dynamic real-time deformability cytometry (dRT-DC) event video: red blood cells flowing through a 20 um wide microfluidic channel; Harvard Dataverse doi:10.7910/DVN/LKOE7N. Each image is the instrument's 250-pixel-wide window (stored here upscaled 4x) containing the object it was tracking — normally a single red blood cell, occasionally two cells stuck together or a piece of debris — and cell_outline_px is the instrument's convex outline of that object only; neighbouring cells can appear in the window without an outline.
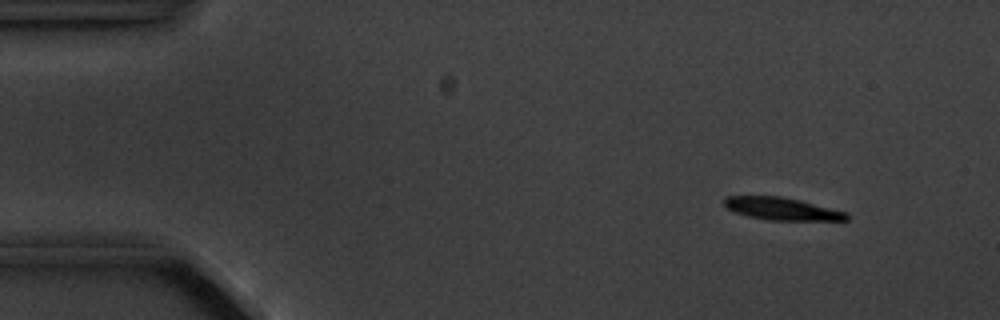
{"species": "common noctule bat (a hibernating species)", "species_latin": "Nyctalus noctula", "temperature_condition": "cold", "stored_images_in_passage": 4, "camera_frame_rate_fps": 3000, "um_per_image_px": 0.085, "animal": {"sex": "male", "body_mass_g": 20.1, "forearm_length_mm": 53.5}, "frame": {"image": 1, "passage_image": 1, "time_ms": 0.0, "image_size_px": [1000, 320], "cell_outline_px": [[848, 220], [768, 220], [748, 216], [736, 212], [728, 208], [724, 204], [724, 200], [728, 196], [780, 196], [800, 200], [848, 212]], "centroid_in_image_um": [66.49, 17.75], "position_along_channel_um": 18.5, "area_um2": 15.9}}